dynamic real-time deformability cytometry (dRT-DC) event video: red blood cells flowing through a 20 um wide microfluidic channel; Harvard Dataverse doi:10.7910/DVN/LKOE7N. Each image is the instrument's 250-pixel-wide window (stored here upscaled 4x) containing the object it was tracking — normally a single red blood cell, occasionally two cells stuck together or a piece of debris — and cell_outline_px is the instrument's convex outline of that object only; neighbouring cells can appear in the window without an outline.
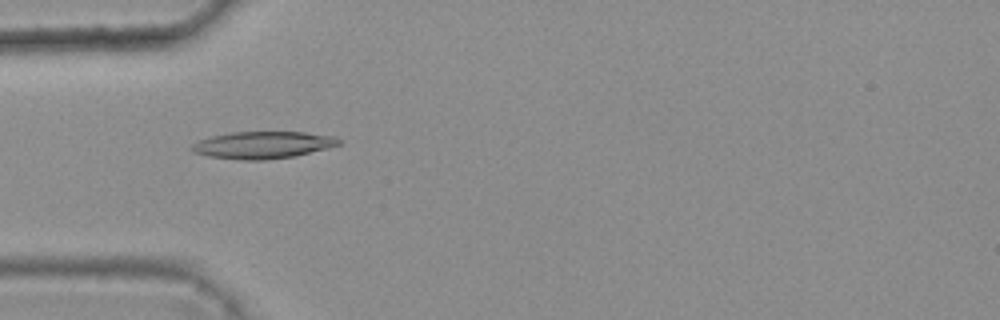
{"species": "common noctule bat (a hibernating species)", "species_latin": "Nyctalus noctula", "temperature_condition": "warm", "stored_images_in_passage": 3, "camera_frame_rate_fps": 3000, "um_per_image_px": 0.085, "animal": {"sex": "female", "body_mass_g": 25.1}, "frame": {"image": 1, "passage_image": 3, "time_ms": 0.667, "image_size_px": [1000, 320], "cell_outline_px": [[340, 144], [328, 148], [296, 156], [264, 160], [240, 160], [208, 156], [192, 152], [188, 148], [192, 144], [200, 140], [212, 136], [232, 132], [304, 132], [336, 136], [340, 140]], "centroid_in_image_um": [22.33, 12.33], "position_along_channel_um": 62.7, "area_um2": 23.35}}